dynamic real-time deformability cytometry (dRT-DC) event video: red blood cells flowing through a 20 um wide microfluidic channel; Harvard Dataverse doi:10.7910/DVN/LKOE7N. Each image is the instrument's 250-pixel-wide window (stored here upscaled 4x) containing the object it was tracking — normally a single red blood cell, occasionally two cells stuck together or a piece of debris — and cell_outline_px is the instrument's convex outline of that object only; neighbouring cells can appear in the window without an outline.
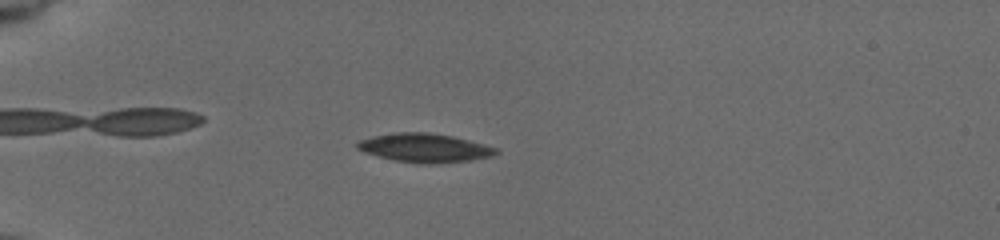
{"species": "common noctule bat (a hibernating species)", "species_latin": "Nyctalus noctula", "temperature_condition": "cold", "stored_images_in_passage": 56, "camera_frame_rate_fps": 3000, "um_per_image_px": 0.085, "animal": {"sex": "female", "body_mass_g": 19.5, "forearm_length_mm": 54.1}, "frame": {"image": 1, "passage_image": 17, "time_ms": 5.333, "image_size_px": [1000, 240], "cell_outline_px": [[500, 152], [492, 156], [472, 160], [428, 164], [420, 164], [392, 160], [364, 152], [356, 148], [356, 144], [360, 140], [372, 136], [396, 132], [428, 132], [452, 136], [484, 144], [496, 148]], "centroid_in_image_um": [36.08, 12.57], "position_along_channel_um": 48.9, "area_um2": 23.29}}
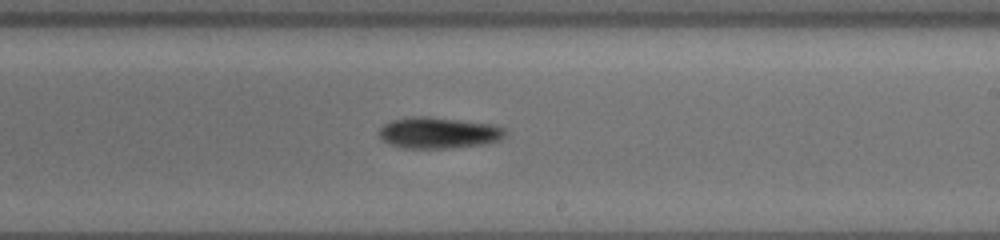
{"frame": {"image": 2, "passage_image": 36, "time_ms": 11.667, "image_size_px": [1000, 240], "cell_outline_px": [[504, 136], [500, 140], [488, 144], [448, 148], [404, 148], [392, 144], [384, 140], [380, 136], [380, 128], [384, 124], [392, 120], [412, 116], [428, 116], [496, 124], [504, 128]], "centroid_in_image_um": [37.33, 11.28], "position_along_channel_um": 251.7, "area_um2": 23.0}}
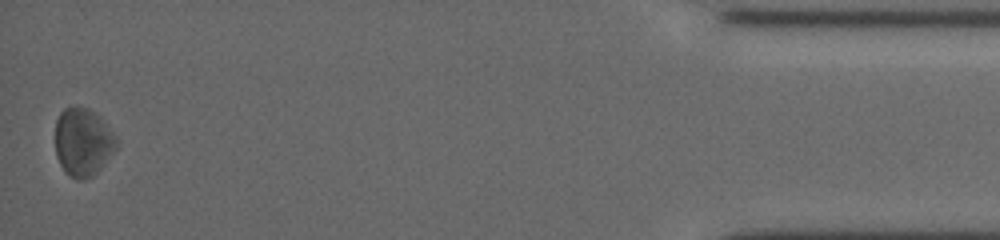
{"frame": {"image": 3, "passage_image": 56, "time_ms": 18.333, "image_size_px": [1000, 240], "cell_outline_px": [[120, 140], [116, 148], [100, 168], [92, 176], [84, 180], [80, 180], [64, 172], [56, 156], [56, 120], [60, 112], [64, 108], [72, 104], [88, 108], [100, 116]], "centroid_in_image_um": [7.06, 12.03], "position_along_channel_um": 428.1, "area_um2": 24.57}, "authors_computed_cell_mechanics": {"area_um2": 22.7443, "velocity_mm_per_s": 3.7348, "shape_relaxation_time_tau1_ms": 1.952, "shape_relaxation_time_tau2_ms": null, "deformation_change_tau1": 0.0658, "deformation_change_tau2": null}}